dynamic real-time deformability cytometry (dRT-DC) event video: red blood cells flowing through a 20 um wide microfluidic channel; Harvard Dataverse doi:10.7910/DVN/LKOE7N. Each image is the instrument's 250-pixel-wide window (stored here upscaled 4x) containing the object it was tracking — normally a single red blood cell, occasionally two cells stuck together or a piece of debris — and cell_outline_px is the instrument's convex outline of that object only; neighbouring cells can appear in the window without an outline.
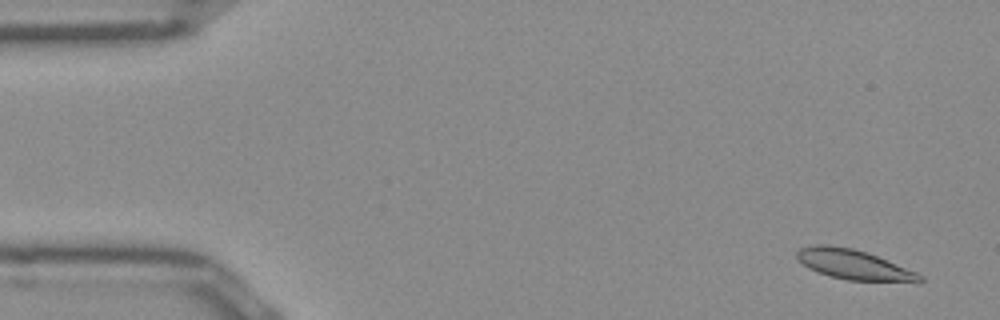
{"species": "Egyptian fruit bat (a non-hibernating species)", "species_latin": "Rousettus aegyptiacus", "temperature_condition": "room temperature", "stored_images_in_passage": 52, "camera_frame_rate_fps": 3000, "um_per_image_px": 0.085, "frame": {"image": 1, "passage_image": 3, "time_ms": 0.667, "image_size_px": [1000, 320], "cell_outline_px": [[924, 280], [920, 284], [848, 280], [832, 276], [808, 268], [796, 256], [796, 252], [800, 248], [812, 244], [828, 244], [852, 248], [876, 256], [916, 272], [924, 276]], "centroid_in_image_um": [72.65, 22.52], "position_along_channel_um": 12.3, "area_um2": 21.62}}
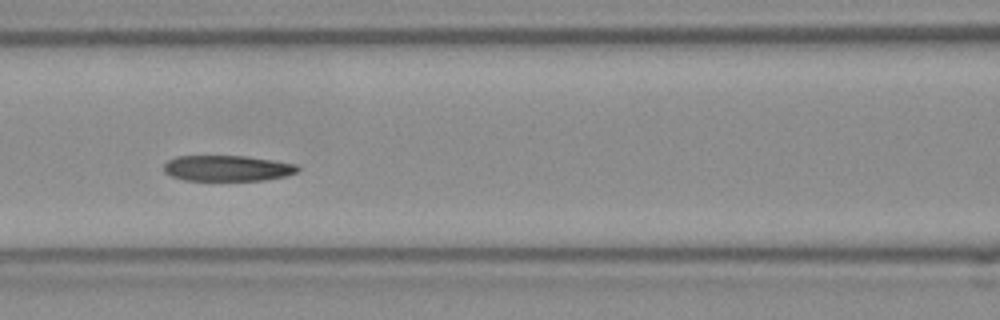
{"frame": {"image": 2, "passage_image": 22, "time_ms": 7.0, "image_size_px": [1000, 320], "cell_outline_px": [[300, 168], [296, 172], [284, 176], [264, 180], [184, 180], [172, 176], [164, 172], [164, 164], [168, 160], [176, 156], [244, 156], [272, 160], [296, 164]], "centroid_in_image_um": [19.3, 14.3], "position_along_channel_um": 147.3, "area_um2": 19.94}}
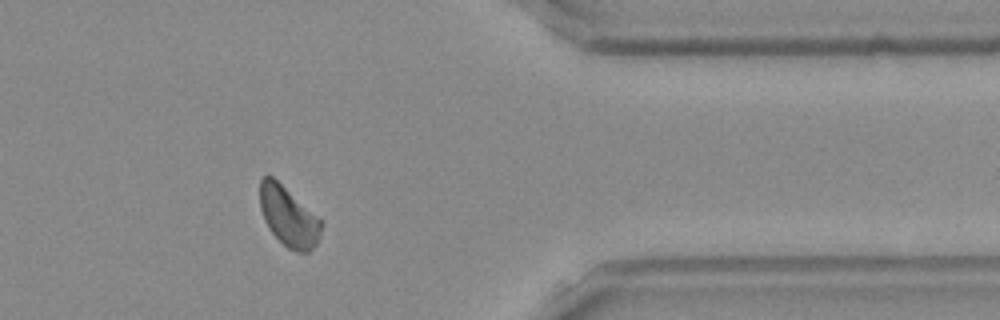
{"frame": {"image": 3, "passage_image": 42, "time_ms": 13.667, "image_size_px": [1000, 320], "cell_outline_px": [[324, 224], [316, 244], [308, 252], [296, 252], [288, 248], [272, 232], [264, 220], [260, 208], [260, 180], [264, 176], [272, 176], [324, 220]], "centroid_in_image_um": [24.56, 18.4], "position_along_channel_um": 386.8, "area_um2": 21.44}, "authors_computed_cell_mechanics": {"area_um2": 21.3282, "velocity_mm_per_s": 3.9111, "shape_relaxation_time_tau1_ms": 8.0034, "shape_relaxation_time_tau2_ms": 2.7034, "deformation_change_tau1": 0.1401, "deformation_change_tau2": 0.0674}}